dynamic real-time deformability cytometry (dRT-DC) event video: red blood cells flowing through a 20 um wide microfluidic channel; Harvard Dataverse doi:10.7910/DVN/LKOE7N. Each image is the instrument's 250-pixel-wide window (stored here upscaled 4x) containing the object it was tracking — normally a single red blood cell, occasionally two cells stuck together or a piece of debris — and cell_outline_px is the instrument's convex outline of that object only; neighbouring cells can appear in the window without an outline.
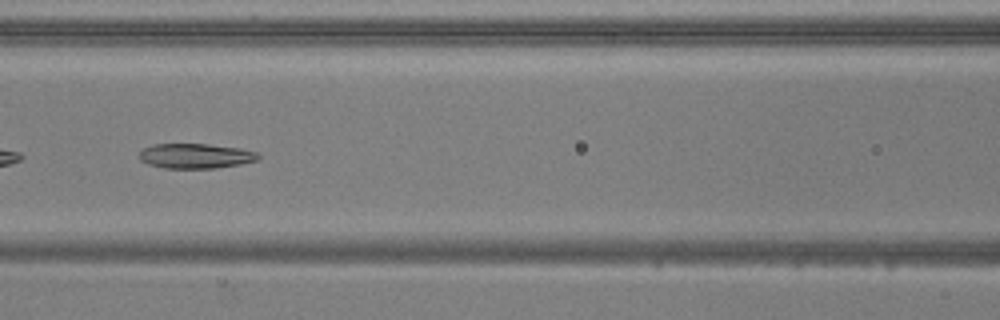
{"species": "common noctule bat (a hibernating species)", "species_latin": "Nyctalus noctula", "temperature_condition": "warm", "stored_images_in_passage": 38, "camera_frame_rate_fps": 3000, "um_per_image_px": 0.085, "animal": {"sex": "male", "body_mass_g": 20.5, "forearm_length_mm": 52.5}, "frame": {"image": 1, "passage_image": 17, "time_ms": 5.333, "image_size_px": [1000, 320], "cell_outline_px": [[260, 156], [256, 160], [240, 164], [216, 168], [164, 168], [148, 164], [140, 160], [140, 152], [144, 148], [152, 144], [208, 144], [240, 148], [256, 152]], "centroid_in_image_um": [16.61, 13.25], "position_along_channel_um": 150.0, "area_um2": 17.17}, "authors_computed_cell_mechanics": {"area_um2": 19.0162, "velocity_mm_per_s": 3.8468, "shape_relaxation_time_tau1_ms": null, "shape_relaxation_time_tau2_ms": 5.5309, "deformation_change_tau1": null, "deformation_change_tau2": 0.1418}}